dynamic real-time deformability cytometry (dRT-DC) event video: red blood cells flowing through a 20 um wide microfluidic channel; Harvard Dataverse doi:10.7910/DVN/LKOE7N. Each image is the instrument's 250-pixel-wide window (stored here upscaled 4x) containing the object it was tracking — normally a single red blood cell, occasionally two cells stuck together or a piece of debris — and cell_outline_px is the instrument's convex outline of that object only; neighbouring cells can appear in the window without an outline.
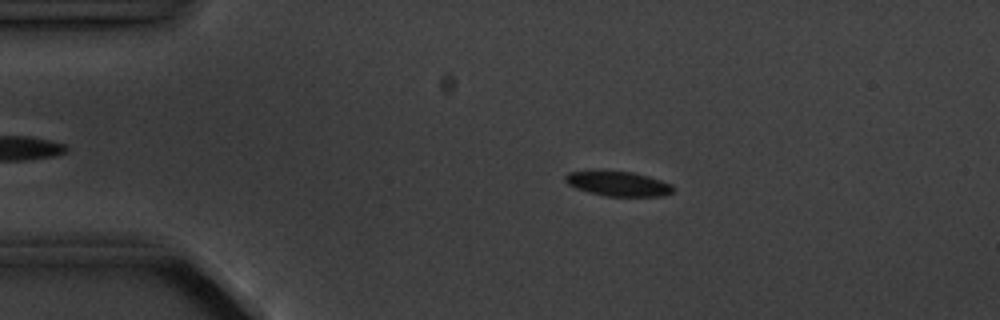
{"species": "common noctule bat (a hibernating species)", "species_latin": "Nyctalus noctula", "temperature_condition": "cold", "stored_images_in_passage": 5, "camera_frame_rate_fps": 3000, "um_per_image_px": 0.085, "animal": {"sex": "male", "body_mass_g": 20.1, "forearm_length_mm": 53.5}, "frame": {"image": 1, "passage_image": 3, "time_ms": 2.333, "image_size_px": [1000, 320], "cell_outline_px": [[672, 192], [664, 196], [604, 196], [588, 192], [576, 188], [568, 184], [564, 180], [564, 176], [568, 172], [632, 172], [648, 176], [672, 184]], "centroid_in_image_um": [52.55, 15.64], "position_along_channel_um": 32.5, "area_um2": 15.2}}